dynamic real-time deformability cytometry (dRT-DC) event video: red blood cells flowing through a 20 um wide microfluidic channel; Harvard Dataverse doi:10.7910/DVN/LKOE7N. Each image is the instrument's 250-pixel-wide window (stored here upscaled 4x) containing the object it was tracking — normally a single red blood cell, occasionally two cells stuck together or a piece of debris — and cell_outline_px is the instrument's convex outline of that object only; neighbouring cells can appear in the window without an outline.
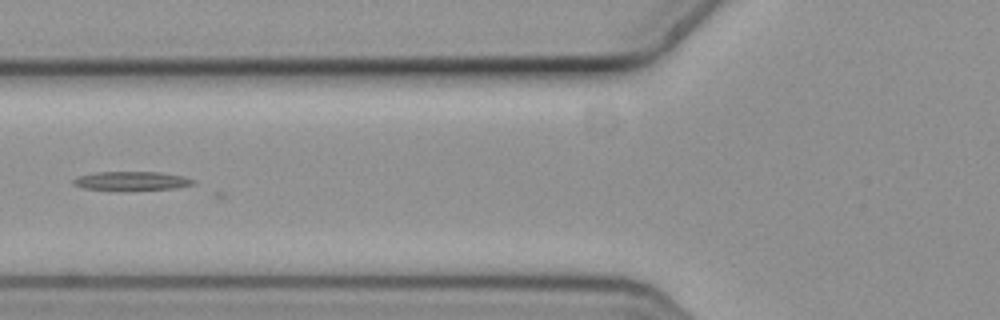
{"species": "common noctule bat (a hibernating species)", "species_latin": "Nyctalus noctula", "temperature_condition": "cold", "stored_images_in_passage": 8, "camera_frame_rate_fps": 3000, "um_per_image_px": 0.085, "animal": {"sex": "female", "body_mass_g": 19.3, "forearm_length_mm": 54.1}, "frame": {"image": 1, "passage_image": 6, "time_ms": 1.667, "image_size_px": [1000, 320], "cell_outline_px": [[196, 184], [172, 188], [84, 188], [72, 184], [72, 180], [76, 176], [96, 172], [160, 172], [184, 176], [196, 180]], "centroid_in_image_um": [11.2, 15.33], "position_along_channel_um": 114.6, "area_um2": 12.48}}
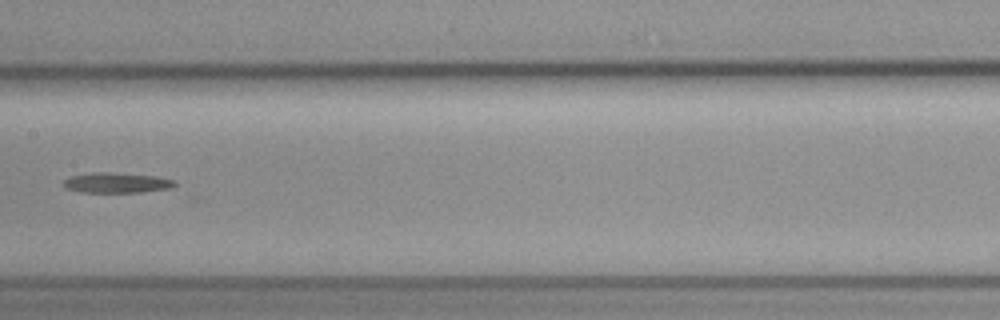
{"frame": {"image": 2, "passage_image": 8, "time_ms": 2.333, "image_size_px": [1000, 320], "cell_outline_px": [[176, 184], [172, 188], [140, 192], [80, 192], [64, 188], [64, 180], [72, 176], [92, 172], [108, 172], [156, 176], [176, 180]], "centroid_in_image_um": [9.93, 15.53], "position_along_channel_um": 197.5, "area_um2": 13.12}}